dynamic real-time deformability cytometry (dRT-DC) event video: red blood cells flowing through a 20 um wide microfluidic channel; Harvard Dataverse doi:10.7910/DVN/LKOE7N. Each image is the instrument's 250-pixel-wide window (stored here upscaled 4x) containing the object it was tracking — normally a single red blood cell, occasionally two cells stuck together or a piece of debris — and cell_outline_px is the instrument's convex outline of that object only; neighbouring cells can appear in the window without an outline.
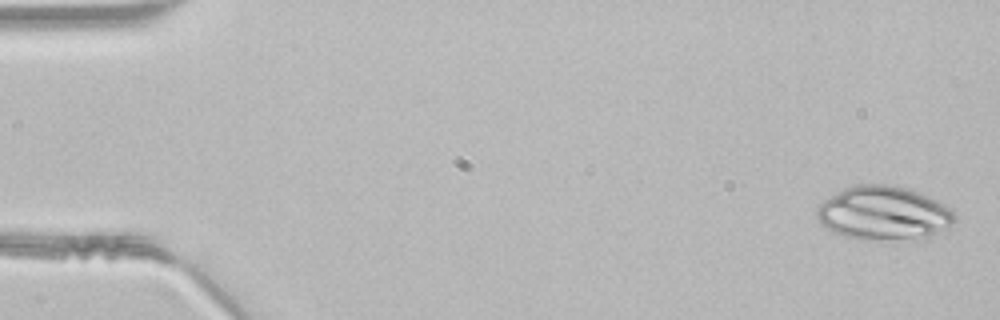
{"species": "common noctule bat (a hibernating species)", "species_latin": "Nyctalus noctula", "temperature_condition": "room temperature", "stored_images_in_passage": 46, "camera_frame_rate_fps": 3000, "um_per_image_px": 0.085, "animal": {"sex": "male", "body_mass_g": 21.5, "forearm_length_mm": 52.0}, "frame": {"image": 1, "passage_image": 1, "time_ms": 0.0, "image_size_px": [1000, 320], "cell_outline_px": [[956, 220], [948, 228], [928, 240], [864, 240], [848, 236], [836, 232], [820, 224], [816, 216], [816, 208], [824, 200], [844, 188], [852, 184], [888, 184], [912, 188], [952, 208], [956, 212]], "centroid_in_image_um": [75.19, 18.13], "position_along_channel_um": 9.8, "area_um2": 44.27}}
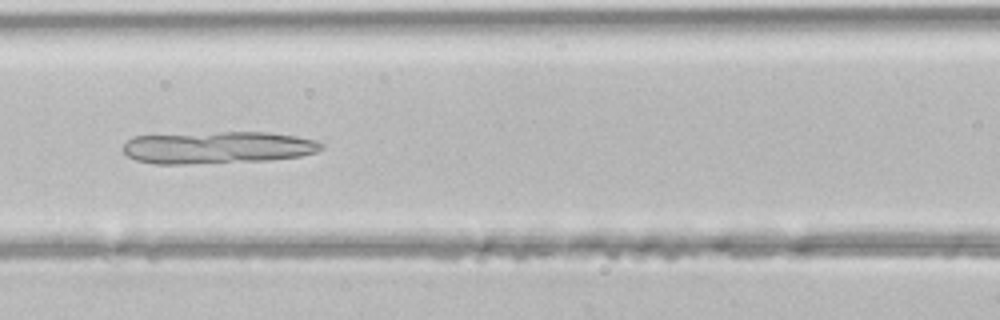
{"frame": {"image": 2, "passage_image": 20, "time_ms": 6.333, "image_size_px": [1000, 320], "cell_outline_px": [[324, 148], [316, 152], [300, 156], [272, 160], [188, 164], [156, 164], [136, 160], [128, 156], [120, 148], [132, 136], [220, 132], [268, 132], [296, 136], [316, 140], [324, 144]], "centroid_in_image_um": [18.51, 12.54], "position_along_channel_um": 148.1, "area_um2": 37.45}}
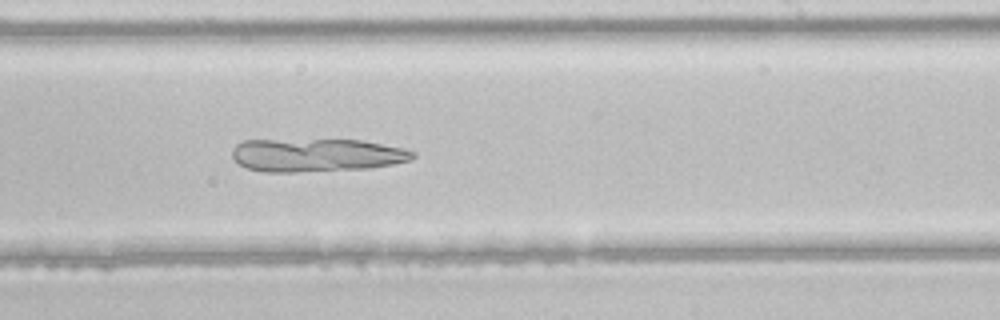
{"frame": {"image": 3, "passage_image": 28, "time_ms": 9.0, "image_size_px": [1000, 320], "cell_outline_px": [[416, 156], [412, 160], [392, 164], [368, 168], [296, 172], [264, 172], [248, 168], [232, 160], [232, 148], [236, 144], [244, 140], [360, 140], [404, 148], [416, 152]], "centroid_in_image_um": [26.89, 13.18], "position_along_channel_um": 262.1, "area_um2": 35.03}}